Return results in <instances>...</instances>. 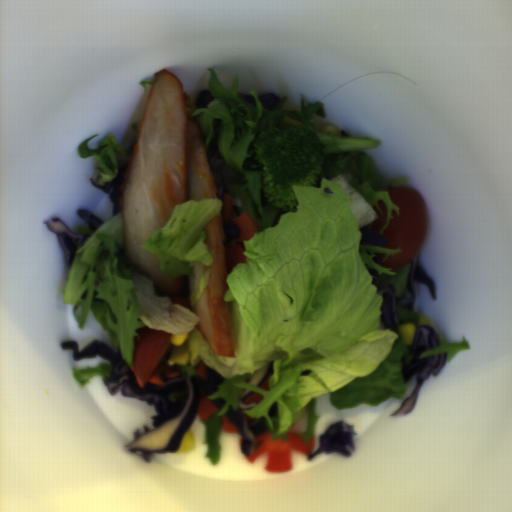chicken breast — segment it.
I'll list each match as a JSON object with an SVG mask.
<instances>
[{
    "label": "chicken breast",
    "instance_id": "1",
    "mask_svg": "<svg viewBox=\"0 0 512 512\" xmlns=\"http://www.w3.org/2000/svg\"><path fill=\"white\" fill-rule=\"evenodd\" d=\"M205 199H217L205 139L185 112L179 76L164 68L154 75L121 186L120 258L168 295L180 291L189 275V308L198 318L194 327L214 353L232 358L222 213L203 229L211 265L197 262L188 275L169 276L162 272L158 256L143 248L168 223L177 204Z\"/></svg>",
    "mask_w": 512,
    "mask_h": 512
},
{
    "label": "chicken breast",
    "instance_id": "2",
    "mask_svg": "<svg viewBox=\"0 0 512 512\" xmlns=\"http://www.w3.org/2000/svg\"><path fill=\"white\" fill-rule=\"evenodd\" d=\"M308 408H305L302 418L291 426L289 431H297L298 434H306L308 429Z\"/></svg>",
    "mask_w": 512,
    "mask_h": 512
}]
</instances>
